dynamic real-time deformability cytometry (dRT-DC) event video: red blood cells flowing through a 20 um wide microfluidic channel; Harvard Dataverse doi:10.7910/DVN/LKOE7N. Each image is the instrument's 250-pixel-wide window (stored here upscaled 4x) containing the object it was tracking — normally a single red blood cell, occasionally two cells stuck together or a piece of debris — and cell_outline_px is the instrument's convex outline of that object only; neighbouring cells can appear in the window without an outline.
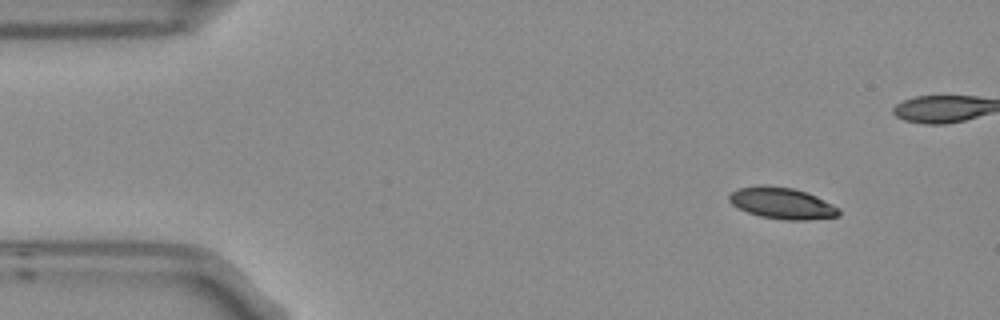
{"species": "Egyptian fruit bat (a non-hibernating species)", "species_latin": "Rousettus aegyptiacus", "temperature_condition": "room temperature", "stored_images_in_passage": 6, "camera_frame_rate_fps": 3000, "um_per_image_px": 0.085, "frame": {"image": 1, "passage_image": 1, "time_ms": 0.0, "image_size_px": [1000, 320], "cell_outline_px": [[840, 216], [808, 220], [784, 220], [760, 216], [748, 212], [732, 204], [728, 200], [728, 196], [732, 192], [740, 188], [760, 184], [764, 184], [792, 188], [808, 192], [840, 208]], "centroid_in_image_um": [66.49, 17.27], "position_along_channel_um": 18.5, "area_um2": 20.17}}
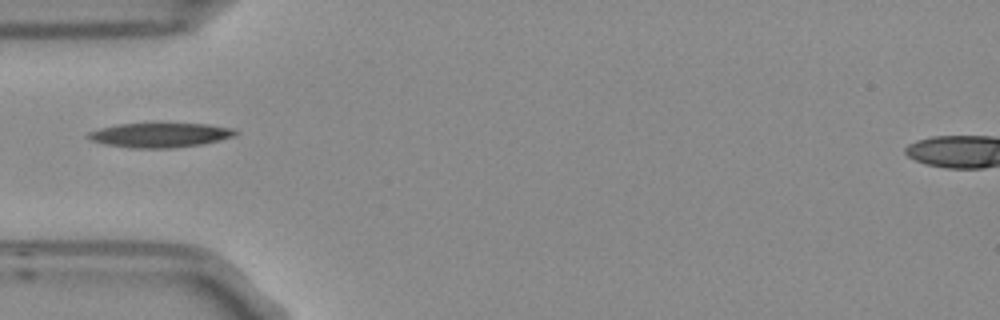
{"frame": {"image": 2, "passage_image": 5, "time_ms": 1.333, "image_size_px": [1000, 320], "cell_outline_px": [[240, 132], [236, 136], [220, 140], [200, 144], [172, 148], [132, 148], [104, 144], [88, 140], [84, 136], [88, 132], [100, 128], [116, 124], [156, 120], [208, 124], [232, 128]], "centroid_in_image_um": [13.57, 11.42], "position_along_channel_um": 71.4, "area_um2": 22.43}}